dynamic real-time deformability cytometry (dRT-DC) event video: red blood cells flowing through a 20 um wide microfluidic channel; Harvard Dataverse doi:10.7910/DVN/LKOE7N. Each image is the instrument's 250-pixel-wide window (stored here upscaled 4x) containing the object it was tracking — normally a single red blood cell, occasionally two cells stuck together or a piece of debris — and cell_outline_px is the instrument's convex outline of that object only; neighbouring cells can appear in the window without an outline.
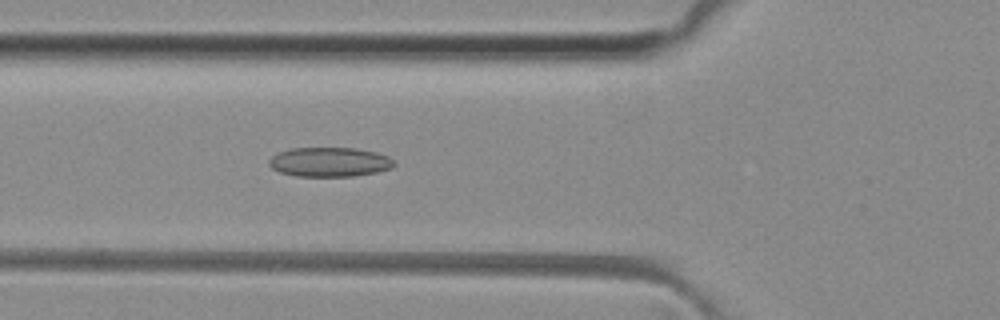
{"species": "common noctule bat (a hibernating species)", "species_latin": "Nyctalus noctula", "temperature_condition": "room temperature", "stored_images_in_passage": 49, "camera_frame_rate_fps": 3000, "um_per_image_px": 0.085, "animal": {"sex": "female", "body_mass_g": 29.2, "forearm_length_mm": 56.3}, "frame": {"image": 1, "passage_image": 17, "time_ms": 5.333, "image_size_px": [1000, 320], "cell_outline_px": [[396, 164], [392, 168], [376, 172], [352, 176], [296, 176], [280, 172], [272, 168], [268, 164], [268, 160], [272, 156], [280, 152], [292, 148], [356, 148], [376, 152], [388, 156]], "centroid_in_image_um": [28.01, 13.77], "position_along_channel_um": 97.8, "area_um2": 21.39}}
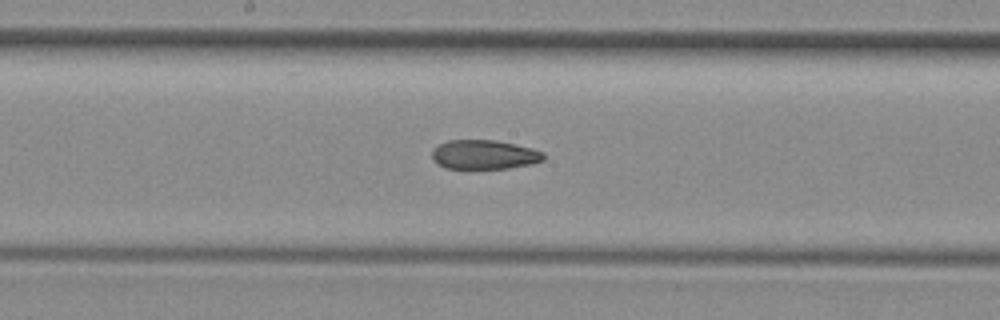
{"frame": {"image": 2, "passage_image": 25, "time_ms": 8.0, "image_size_px": [1000, 320], "cell_outline_px": [[544, 160], [532, 164], [508, 168], [444, 168], [432, 156], [432, 148], [448, 140], [496, 140], [532, 148], [544, 152]], "centroid_in_image_um": [41.19, 13.13], "position_along_channel_um": 207.0, "area_um2": 18.9}}
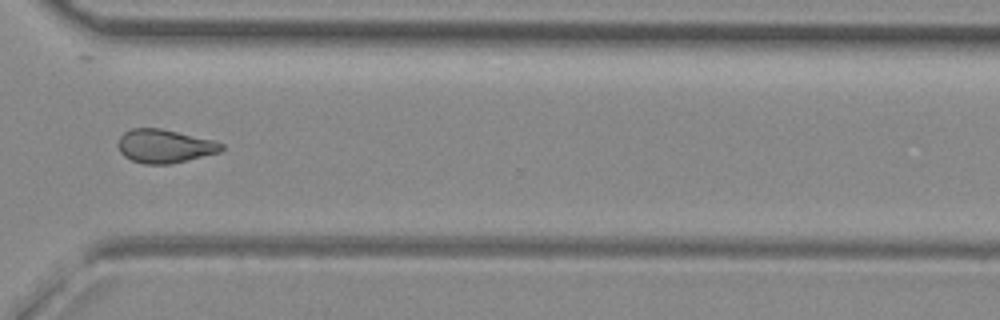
{"frame": {"image": 3, "passage_image": 36, "time_ms": 11.667, "image_size_px": [1000, 320], "cell_outline_px": [[224, 148], [220, 152], [168, 164], [144, 164], [132, 160], [124, 156], [120, 152], [120, 136], [124, 132], [132, 128], [160, 128], [216, 140], [224, 144]], "centroid_in_image_um": [14.03, 12.41], "position_along_channel_um": 356.6, "area_um2": 20.06}, "authors_computed_cell_mechanics": {"area_um2": 20.6346, "velocity_mm_per_s": 4.0834, "shape_relaxation_time_tau1_ms": null, "shape_relaxation_time_tau2_ms": 3.7222, "deformation_change_tau1": null, "deformation_change_tau2": 0.1101}}